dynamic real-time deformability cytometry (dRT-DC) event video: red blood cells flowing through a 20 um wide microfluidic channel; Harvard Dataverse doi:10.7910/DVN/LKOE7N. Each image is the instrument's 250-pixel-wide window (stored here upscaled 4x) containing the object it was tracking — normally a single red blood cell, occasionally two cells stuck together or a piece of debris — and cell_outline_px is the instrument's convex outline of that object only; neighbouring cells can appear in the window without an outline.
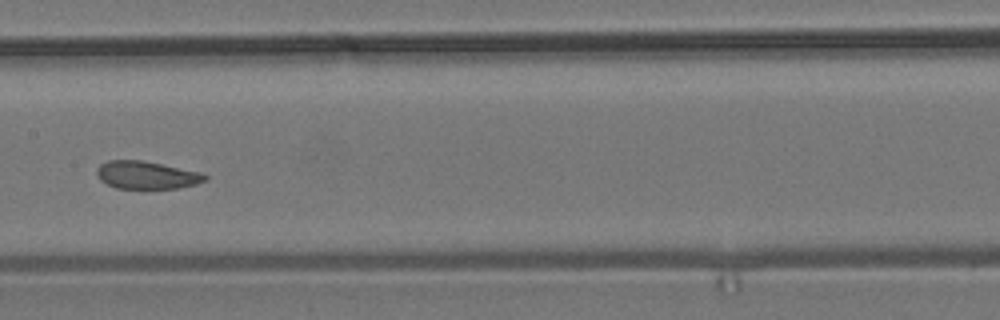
{"species": "common noctule bat (a hibernating species)", "species_latin": "Nyctalus noctula", "temperature_condition": "room temperature", "stored_images_in_passage": 13, "camera_frame_rate_fps": 3000, "um_per_image_px": 0.085, "animal": {"sex": "male", "body_mass_g": 19.2, "forearm_length_mm": 51.8}, "frame": {"image": 1, "passage_image": 8, "time_ms": 9.333, "image_size_px": [1000, 320], "cell_outline_px": [[208, 180], [196, 184], [176, 188], [116, 188], [100, 180], [96, 172], [96, 168], [100, 164], [108, 160], [140, 160], [200, 172], [208, 176]], "centroid_in_image_um": [12.45, 14.88], "position_along_channel_um": 195.0, "area_um2": 17.34}}
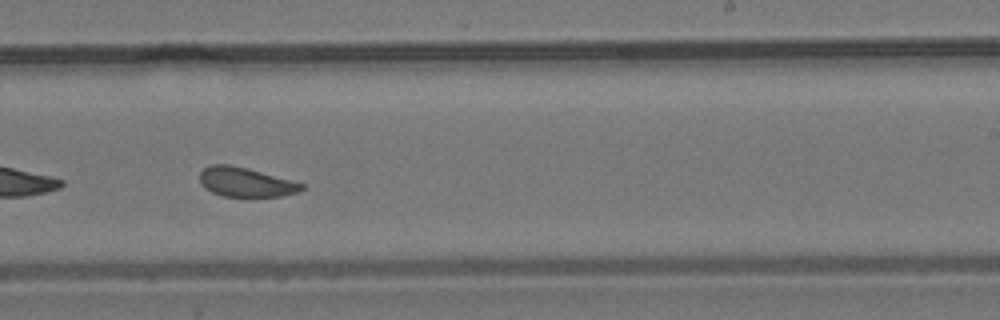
{"frame": {"image": 2, "passage_image": 10, "time_ms": 11.333, "image_size_px": [1000, 320], "cell_outline_px": [[304, 188], [300, 192], [280, 196], [224, 196], [212, 192], [204, 188], [200, 184], [200, 172], [204, 168], [212, 164], [228, 164], [248, 168], [304, 184]], "centroid_in_image_um": [20.86, 15.48], "position_along_channel_um": 268.1, "area_um2": 17.34}}
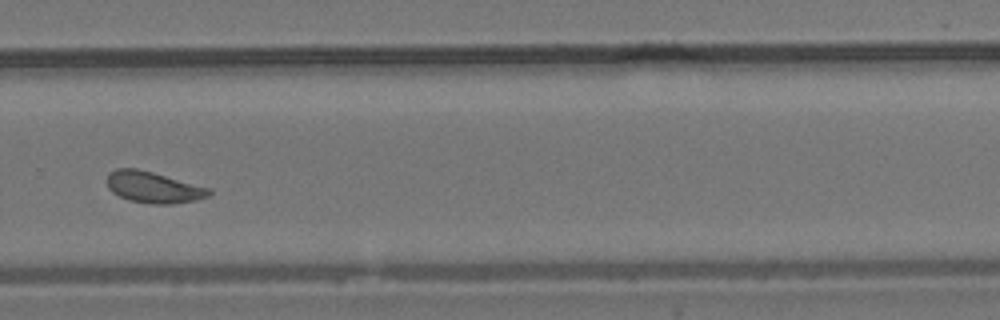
{"frame": {"image": 3, "passage_image": 11, "time_ms": 12.667, "image_size_px": [1000, 320], "cell_outline_px": [[212, 192], [208, 196], [196, 200], [172, 204], [152, 204], [128, 200], [112, 192], [108, 188], [108, 172], [116, 168], [136, 168], [152, 172], [212, 188]], "centroid_in_image_um": [13.05, 15.92], "position_along_channel_um": 316.7, "area_um2": 18.67}, "authors_computed_cell_mechanics": {"area_um2": 18.6694, "velocity_mm_per_s": 3.6734, "shape_relaxation_time_tau1_ms": null, "shape_relaxation_time_tau2_ms": 7.8223, "deformation_change_tau1": null, "deformation_change_tau2": 0.1167}}